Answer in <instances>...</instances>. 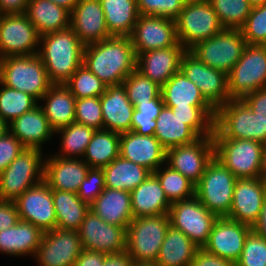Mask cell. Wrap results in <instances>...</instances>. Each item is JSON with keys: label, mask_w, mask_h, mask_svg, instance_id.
Instances as JSON below:
<instances>
[{"label": "cell", "mask_w": 266, "mask_h": 266, "mask_svg": "<svg viewBox=\"0 0 266 266\" xmlns=\"http://www.w3.org/2000/svg\"><path fill=\"white\" fill-rule=\"evenodd\" d=\"M70 14V28L84 45L112 37L99 0H79Z\"/></svg>", "instance_id": "obj_22"}, {"label": "cell", "mask_w": 266, "mask_h": 266, "mask_svg": "<svg viewBox=\"0 0 266 266\" xmlns=\"http://www.w3.org/2000/svg\"><path fill=\"white\" fill-rule=\"evenodd\" d=\"M90 210L111 225L128 228L133 220L130 192L105 188L90 205Z\"/></svg>", "instance_id": "obj_29"}, {"label": "cell", "mask_w": 266, "mask_h": 266, "mask_svg": "<svg viewBox=\"0 0 266 266\" xmlns=\"http://www.w3.org/2000/svg\"><path fill=\"white\" fill-rule=\"evenodd\" d=\"M186 51L179 43L177 46L140 53L137 56L136 69L162 87L180 71L181 59Z\"/></svg>", "instance_id": "obj_24"}, {"label": "cell", "mask_w": 266, "mask_h": 266, "mask_svg": "<svg viewBox=\"0 0 266 266\" xmlns=\"http://www.w3.org/2000/svg\"><path fill=\"white\" fill-rule=\"evenodd\" d=\"M132 266H158L156 262L133 261Z\"/></svg>", "instance_id": "obj_64"}, {"label": "cell", "mask_w": 266, "mask_h": 266, "mask_svg": "<svg viewBox=\"0 0 266 266\" xmlns=\"http://www.w3.org/2000/svg\"><path fill=\"white\" fill-rule=\"evenodd\" d=\"M214 157L238 179L258 178L263 144L250 139H213Z\"/></svg>", "instance_id": "obj_11"}, {"label": "cell", "mask_w": 266, "mask_h": 266, "mask_svg": "<svg viewBox=\"0 0 266 266\" xmlns=\"http://www.w3.org/2000/svg\"><path fill=\"white\" fill-rule=\"evenodd\" d=\"M42 100L45 104L39 106L55 132L75 122L76 99L64 84H53Z\"/></svg>", "instance_id": "obj_31"}, {"label": "cell", "mask_w": 266, "mask_h": 266, "mask_svg": "<svg viewBox=\"0 0 266 266\" xmlns=\"http://www.w3.org/2000/svg\"><path fill=\"white\" fill-rule=\"evenodd\" d=\"M242 100L263 122H266V87L251 92Z\"/></svg>", "instance_id": "obj_54"}, {"label": "cell", "mask_w": 266, "mask_h": 266, "mask_svg": "<svg viewBox=\"0 0 266 266\" xmlns=\"http://www.w3.org/2000/svg\"><path fill=\"white\" fill-rule=\"evenodd\" d=\"M237 180L230 170L213 157L195 185V197L218 218L227 217Z\"/></svg>", "instance_id": "obj_6"}, {"label": "cell", "mask_w": 266, "mask_h": 266, "mask_svg": "<svg viewBox=\"0 0 266 266\" xmlns=\"http://www.w3.org/2000/svg\"><path fill=\"white\" fill-rule=\"evenodd\" d=\"M9 131L8 123L0 117V137Z\"/></svg>", "instance_id": "obj_63"}, {"label": "cell", "mask_w": 266, "mask_h": 266, "mask_svg": "<svg viewBox=\"0 0 266 266\" xmlns=\"http://www.w3.org/2000/svg\"><path fill=\"white\" fill-rule=\"evenodd\" d=\"M39 45L38 55L53 84H64L83 64L85 45L71 28L41 36Z\"/></svg>", "instance_id": "obj_2"}, {"label": "cell", "mask_w": 266, "mask_h": 266, "mask_svg": "<svg viewBox=\"0 0 266 266\" xmlns=\"http://www.w3.org/2000/svg\"><path fill=\"white\" fill-rule=\"evenodd\" d=\"M56 213V227L78 231L90 211V204L82 201L76 193L52 190Z\"/></svg>", "instance_id": "obj_38"}, {"label": "cell", "mask_w": 266, "mask_h": 266, "mask_svg": "<svg viewBox=\"0 0 266 266\" xmlns=\"http://www.w3.org/2000/svg\"><path fill=\"white\" fill-rule=\"evenodd\" d=\"M180 71L200 89L215 109L230 100L227 75L199 61L188 50L181 59Z\"/></svg>", "instance_id": "obj_15"}, {"label": "cell", "mask_w": 266, "mask_h": 266, "mask_svg": "<svg viewBox=\"0 0 266 266\" xmlns=\"http://www.w3.org/2000/svg\"><path fill=\"white\" fill-rule=\"evenodd\" d=\"M111 36H130L139 18L137 0H99Z\"/></svg>", "instance_id": "obj_37"}, {"label": "cell", "mask_w": 266, "mask_h": 266, "mask_svg": "<svg viewBox=\"0 0 266 266\" xmlns=\"http://www.w3.org/2000/svg\"><path fill=\"white\" fill-rule=\"evenodd\" d=\"M29 0H0V14L26 13Z\"/></svg>", "instance_id": "obj_58"}, {"label": "cell", "mask_w": 266, "mask_h": 266, "mask_svg": "<svg viewBox=\"0 0 266 266\" xmlns=\"http://www.w3.org/2000/svg\"><path fill=\"white\" fill-rule=\"evenodd\" d=\"M75 99L100 97L107 85L82 64L64 83Z\"/></svg>", "instance_id": "obj_44"}, {"label": "cell", "mask_w": 266, "mask_h": 266, "mask_svg": "<svg viewBox=\"0 0 266 266\" xmlns=\"http://www.w3.org/2000/svg\"><path fill=\"white\" fill-rule=\"evenodd\" d=\"M252 7L260 6L266 2V0H248Z\"/></svg>", "instance_id": "obj_65"}, {"label": "cell", "mask_w": 266, "mask_h": 266, "mask_svg": "<svg viewBox=\"0 0 266 266\" xmlns=\"http://www.w3.org/2000/svg\"><path fill=\"white\" fill-rule=\"evenodd\" d=\"M0 82L29 94L38 102L53 85L38 54L1 58Z\"/></svg>", "instance_id": "obj_3"}, {"label": "cell", "mask_w": 266, "mask_h": 266, "mask_svg": "<svg viewBox=\"0 0 266 266\" xmlns=\"http://www.w3.org/2000/svg\"><path fill=\"white\" fill-rule=\"evenodd\" d=\"M236 266H266V239L253 229L247 235Z\"/></svg>", "instance_id": "obj_49"}, {"label": "cell", "mask_w": 266, "mask_h": 266, "mask_svg": "<svg viewBox=\"0 0 266 266\" xmlns=\"http://www.w3.org/2000/svg\"><path fill=\"white\" fill-rule=\"evenodd\" d=\"M130 36H112L84 46L83 64L107 86L121 85L136 69Z\"/></svg>", "instance_id": "obj_1"}, {"label": "cell", "mask_w": 266, "mask_h": 266, "mask_svg": "<svg viewBox=\"0 0 266 266\" xmlns=\"http://www.w3.org/2000/svg\"><path fill=\"white\" fill-rule=\"evenodd\" d=\"M120 134L96 130L82 159L90 168H103L119 157Z\"/></svg>", "instance_id": "obj_39"}, {"label": "cell", "mask_w": 266, "mask_h": 266, "mask_svg": "<svg viewBox=\"0 0 266 266\" xmlns=\"http://www.w3.org/2000/svg\"><path fill=\"white\" fill-rule=\"evenodd\" d=\"M82 249L102 252L108 255L126 251L127 229L103 221L93 211H89L79 227Z\"/></svg>", "instance_id": "obj_14"}, {"label": "cell", "mask_w": 266, "mask_h": 266, "mask_svg": "<svg viewBox=\"0 0 266 266\" xmlns=\"http://www.w3.org/2000/svg\"><path fill=\"white\" fill-rule=\"evenodd\" d=\"M103 116V129L116 133L131 131L134 105L128 99L125 87L121 85L107 86L100 96Z\"/></svg>", "instance_id": "obj_26"}, {"label": "cell", "mask_w": 266, "mask_h": 266, "mask_svg": "<svg viewBox=\"0 0 266 266\" xmlns=\"http://www.w3.org/2000/svg\"><path fill=\"white\" fill-rule=\"evenodd\" d=\"M224 28L240 29L252 6L248 0H208Z\"/></svg>", "instance_id": "obj_45"}, {"label": "cell", "mask_w": 266, "mask_h": 266, "mask_svg": "<svg viewBox=\"0 0 266 266\" xmlns=\"http://www.w3.org/2000/svg\"><path fill=\"white\" fill-rule=\"evenodd\" d=\"M44 232L35 225L20 220L0 231V252L12 256H35Z\"/></svg>", "instance_id": "obj_30"}, {"label": "cell", "mask_w": 266, "mask_h": 266, "mask_svg": "<svg viewBox=\"0 0 266 266\" xmlns=\"http://www.w3.org/2000/svg\"><path fill=\"white\" fill-rule=\"evenodd\" d=\"M89 166L82 159L52 155L44 160V181L52 190L77 194Z\"/></svg>", "instance_id": "obj_25"}, {"label": "cell", "mask_w": 266, "mask_h": 266, "mask_svg": "<svg viewBox=\"0 0 266 266\" xmlns=\"http://www.w3.org/2000/svg\"><path fill=\"white\" fill-rule=\"evenodd\" d=\"M199 248L182 232L170 226L156 260L158 266H190Z\"/></svg>", "instance_id": "obj_35"}, {"label": "cell", "mask_w": 266, "mask_h": 266, "mask_svg": "<svg viewBox=\"0 0 266 266\" xmlns=\"http://www.w3.org/2000/svg\"><path fill=\"white\" fill-rule=\"evenodd\" d=\"M119 156L154 173L166 164V149L154 136L138 135L133 131L120 134Z\"/></svg>", "instance_id": "obj_23"}, {"label": "cell", "mask_w": 266, "mask_h": 266, "mask_svg": "<svg viewBox=\"0 0 266 266\" xmlns=\"http://www.w3.org/2000/svg\"><path fill=\"white\" fill-rule=\"evenodd\" d=\"M212 139H250L264 144L266 122L243 100H229L216 109Z\"/></svg>", "instance_id": "obj_4"}, {"label": "cell", "mask_w": 266, "mask_h": 266, "mask_svg": "<svg viewBox=\"0 0 266 266\" xmlns=\"http://www.w3.org/2000/svg\"><path fill=\"white\" fill-rule=\"evenodd\" d=\"M260 178L266 182V142L263 144Z\"/></svg>", "instance_id": "obj_62"}, {"label": "cell", "mask_w": 266, "mask_h": 266, "mask_svg": "<svg viewBox=\"0 0 266 266\" xmlns=\"http://www.w3.org/2000/svg\"><path fill=\"white\" fill-rule=\"evenodd\" d=\"M265 197L266 182L260 177L238 179L226 218L253 226L259 220Z\"/></svg>", "instance_id": "obj_21"}, {"label": "cell", "mask_w": 266, "mask_h": 266, "mask_svg": "<svg viewBox=\"0 0 266 266\" xmlns=\"http://www.w3.org/2000/svg\"><path fill=\"white\" fill-rule=\"evenodd\" d=\"M133 260L126 252L117 255H108L103 266H132Z\"/></svg>", "instance_id": "obj_59"}, {"label": "cell", "mask_w": 266, "mask_h": 266, "mask_svg": "<svg viewBox=\"0 0 266 266\" xmlns=\"http://www.w3.org/2000/svg\"><path fill=\"white\" fill-rule=\"evenodd\" d=\"M187 0H137L140 15L166 17L175 20Z\"/></svg>", "instance_id": "obj_51"}, {"label": "cell", "mask_w": 266, "mask_h": 266, "mask_svg": "<svg viewBox=\"0 0 266 266\" xmlns=\"http://www.w3.org/2000/svg\"><path fill=\"white\" fill-rule=\"evenodd\" d=\"M95 131L92 127L76 122L58 129L55 133H61V153L55 156L75 159L82 157L83 159L87 145Z\"/></svg>", "instance_id": "obj_40"}, {"label": "cell", "mask_w": 266, "mask_h": 266, "mask_svg": "<svg viewBox=\"0 0 266 266\" xmlns=\"http://www.w3.org/2000/svg\"><path fill=\"white\" fill-rule=\"evenodd\" d=\"M190 266H236V263L199 248Z\"/></svg>", "instance_id": "obj_55"}, {"label": "cell", "mask_w": 266, "mask_h": 266, "mask_svg": "<svg viewBox=\"0 0 266 266\" xmlns=\"http://www.w3.org/2000/svg\"><path fill=\"white\" fill-rule=\"evenodd\" d=\"M105 188L103 169L89 168L86 177L78 188L77 195L82 201L91 205Z\"/></svg>", "instance_id": "obj_52"}, {"label": "cell", "mask_w": 266, "mask_h": 266, "mask_svg": "<svg viewBox=\"0 0 266 266\" xmlns=\"http://www.w3.org/2000/svg\"><path fill=\"white\" fill-rule=\"evenodd\" d=\"M161 96L166 107L212 106L200 89L182 71L175 73L162 87Z\"/></svg>", "instance_id": "obj_34"}, {"label": "cell", "mask_w": 266, "mask_h": 266, "mask_svg": "<svg viewBox=\"0 0 266 266\" xmlns=\"http://www.w3.org/2000/svg\"><path fill=\"white\" fill-rule=\"evenodd\" d=\"M133 217L169 214L171 203L154 173L130 192Z\"/></svg>", "instance_id": "obj_28"}, {"label": "cell", "mask_w": 266, "mask_h": 266, "mask_svg": "<svg viewBox=\"0 0 266 266\" xmlns=\"http://www.w3.org/2000/svg\"><path fill=\"white\" fill-rule=\"evenodd\" d=\"M40 35L26 13L0 14V56L38 54Z\"/></svg>", "instance_id": "obj_13"}, {"label": "cell", "mask_w": 266, "mask_h": 266, "mask_svg": "<svg viewBox=\"0 0 266 266\" xmlns=\"http://www.w3.org/2000/svg\"><path fill=\"white\" fill-rule=\"evenodd\" d=\"M230 100L266 87V45L247 44L241 58L227 75Z\"/></svg>", "instance_id": "obj_10"}, {"label": "cell", "mask_w": 266, "mask_h": 266, "mask_svg": "<svg viewBox=\"0 0 266 266\" xmlns=\"http://www.w3.org/2000/svg\"><path fill=\"white\" fill-rule=\"evenodd\" d=\"M170 225L182 231L198 248L208 241L212 227L218 217L211 213L195 196L171 204Z\"/></svg>", "instance_id": "obj_12"}, {"label": "cell", "mask_w": 266, "mask_h": 266, "mask_svg": "<svg viewBox=\"0 0 266 266\" xmlns=\"http://www.w3.org/2000/svg\"><path fill=\"white\" fill-rule=\"evenodd\" d=\"M122 85L125 87L128 99L133 105L162 97L161 86L145 77L137 69L125 78Z\"/></svg>", "instance_id": "obj_47"}, {"label": "cell", "mask_w": 266, "mask_h": 266, "mask_svg": "<svg viewBox=\"0 0 266 266\" xmlns=\"http://www.w3.org/2000/svg\"><path fill=\"white\" fill-rule=\"evenodd\" d=\"M75 122L94 128L103 129V116L100 97L76 99Z\"/></svg>", "instance_id": "obj_50"}, {"label": "cell", "mask_w": 266, "mask_h": 266, "mask_svg": "<svg viewBox=\"0 0 266 266\" xmlns=\"http://www.w3.org/2000/svg\"><path fill=\"white\" fill-rule=\"evenodd\" d=\"M247 45L240 29L224 28L188 51L199 61L228 75Z\"/></svg>", "instance_id": "obj_9"}, {"label": "cell", "mask_w": 266, "mask_h": 266, "mask_svg": "<svg viewBox=\"0 0 266 266\" xmlns=\"http://www.w3.org/2000/svg\"><path fill=\"white\" fill-rule=\"evenodd\" d=\"M154 174L160 181L161 187L171 204L195 196V184L167 164L164 168L163 165L160 166Z\"/></svg>", "instance_id": "obj_41"}, {"label": "cell", "mask_w": 266, "mask_h": 266, "mask_svg": "<svg viewBox=\"0 0 266 266\" xmlns=\"http://www.w3.org/2000/svg\"><path fill=\"white\" fill-rule=\"evenodd\" d=\"M252 229L266 239V197L261 208L259 220L252 226Z\"/></svg>", "instance_id": "obj_60"}, {"label": "cell", "mask_w": 266, "mask_h": 266, "mask_svg": "<svg viewBox=\"0 0 266 266\" xmlns=\"http://www.w3.org/2000/svg\"><path fill=\"white\" fill-rule=\"evenodd\" d=\"M24 149V145L10 131L0 137V174Z\"/></svg>", "instance_id": "obj_53"}, {"label": "cell", "mask_w": 266, "mask_h": 266, "mask_svg": "<svg viewBox=\"0 0 266 266\" xmlns=\"http://www.w3.org/2000/svg\"><path fill=\"white\" fill-rule=\"evenodd\" d=\"M19 221L15 202L0 200V231L16 225Z\"/></svg>", "instance_id": "obj_56"}, {"label": "cell", "mask_w": 266, "mask_h": 266, "mask_svg": "<svg viewBox=\"0 0 266 266\" xmlns=\"http://www.w3.org/2000/svg\"><path fill=\"white\" fill-rule=\"evenodd\" d=\"M130 38L136 57L149 50L179 44L175 20L158 16L139 15Z\"/></svg>", "instance_id": "obj_18"}, {"label": "cell", "mask_w": 266, "mask_h": 266, "mask_svg": "<svg viewBox=\"0 0 266 266\" xmlns=\"http://www.w3.org/2000/svg\"><path fill=\"white\" fill-rule=\"evenodd\" d=\"M42 151L25 148L0 174V200L14 202L44 180Z\"/></svg>", "instance_id": "obj_8"}, {"label": "cell", "mask_w": 266, "mask_h": 266, "mask_svg": "<svg viewBox=\"0 0 266 266\" xmlns=\"http://www.w3.org/2000/svg\"><path fill=\"white\" fill-rule=\"evenodd\" d=\"M82 250L78 231L56 227L44 232L34 258L39 266H74Z\"/></svg>", "instance_id": "obj_17"}, {"label": "cell", "mask_w": 266, "mask_h": 266, "mask_svg": "<svg viewBox=\"0 0 266 266\" xmlns=\"http://www.w3.org/2000/svg\"><path fill=\"white\" fill-rule=\"evenodd\" d=\"M8 128L24 147L29 149L42 150L43 143L55 134L39 105L14 119L8 124Z\"/></svg>", "instance_id": "obj_27"}, {"label": "cell", "mask_w": 266, "mask_h": 266, "mask_svg": "<svg viewBox=\"0 0 266 266\" xmlns=\"http://www.w3.org/2000/svg\"><path fill=\"white\" fill-rule=\"evenodd\" d=\"M51 1H53L56 5L66 8L71 12L79 0H51Z\"/></svg>", "instance_id": "obj_61"}, {"label": "cell", "mask_w": 266, "mask_h": 266, "mask_svg": "<svg viewBox=\"0 0 266 266\" xmlns=\"http://www.w3.org/2000/svg\"><path fill=\"white\" fill-rule=\"evenodd\" d=\"M173 114L187 121V125L199 136H212L216 109L213 106L171 107Z\"/></svg>", "instance_id": "obj_43"}, {"label": "cell", "mask_w": 266, "mask_h": 266, "mask_svg": "<svg viewBox=\"0 0 266 266\" xmlns=\"http://www.w3.org/2000/svg\"><path fill=\"white\" fill-rule=\"evenodd\" d=\"M170 226L168 214L133 218L127 228L125 252L133 261L156 262Z\"/></svg>", "instance_id": "obj_5"}, {"label": "cell", "mask_w": 266, "mask_h": 266, "mask_svg": "<svg viewBox=\"0 0 266 266\" xmlns=\"http://www.w3.org/2000/svg\"><path fill=\"white\" fill-rule=\"evenodd\" d=\"M252 226L233 221L226 217L218 218L203 249L221 258L236 263L244 247V242Z\"/></svg>", "instance_id": "obj_20"}, {"label": "cell", "mask_w": 266, "mask_h": 266, "mask_svg": "<svg viewBox=\"0 0 266 266\" xmlns=\"http://www.w3.org/2000/svg\"><path fill=\"white\" fill-rule=\"evenodd\" d=\"M106 188L131 192L150 175L151 171L145 167L119 156L107 166L103 167Z\"/></svg>", "instance_id": "obj_36"}, {"label": "cell", "mask_w": 266, "mask_h": 266, "mask_svg": "<svg viewBox=\"0 0 266 266\" xmlns=\"http://www.w3.org/2000/svg\"><path fill=\"white\" fill-rule=\"evenodd\" d=\"M175 24L178 42L186 50L224 29L208 0H187Z\"/></svg>", "instance_id": "obj_7"}, {"label": "cell", "mask_w": 266, "mask_h": 266, "mask_svg": "<svg viewBox=\"0 0 266 266\" xmlns=\"http://www.w3.org/2000/svg\"><path fill=\"white\" fill-rule=\"evenodd\" d=\"M26 14L40 37L70 28V11L51 0H29Z\"/></svg>", "instance_id": "obj_32"}, {"label": "cell", "mask_w": 266, "mask_h": 266, "mask_svg": "<svg viewBox=\"0 0 266 266\" xmlns=\"http://www.w3.org/2000/svg\"><path fill=\"white\" fill-rule=\"evenodd\" d=\"M157 124L154 136L168 150L172 147L195 142L200 137L187 125V121L173 114L171 108L163 107L156 118Z\"/></svg>", "instance_id": "obj_33"}, {"label": "cell", "mask_w": 266, "mask_h": 266, "mask_svg": "<svg viewBox=\"0 0 266 266\" xmlns=\"http://www.w3.org/2000/svg\"><path fill=\"white\" fill-rule=\"evenodd\" d=\"M108 254L83 249L74 266H103Z\"/></svg>", "instance_id": "obj_57"}, {"label": "cell", "mask_w": 266, "mask_h": 266, "mask_svg": "<svg viewBox=\"0 0 266 266\" xmlns=\"http://www.w3.org/2000/svg\"><path fill=\"white\" fill-rule=\"evenodd\" d=\"M0 86V117L8 124L39 105L34 97L25 92L9 88L1 82Z\"/></svg>", "instance_id": "obj_42"}, {"label": "cell", "mask_w": 266, "mask_h": 266, "mask_svg": "<svg viewBox=\"0 0 266 266\" xmlns=\"http://www.w3.org/2000/svg\"><path fill=\"white\" fill-rule=\"evenodd\" d=\"M20 220L29 222L47 232L56 228V213L52 189L43 180L27 189L14 201Z\"/></svg>", "instance_id": "obj_19"}, {"label": "cell", "mask_w": 266, "mask_h": 266, "mask_svg": "<svg viewBox=\"0 0 266 266\" xmlns=\"http://www.w3.org/2000/svg\"><path fill=\"white\" fill-rule=\"evenodd\" d=\"M214 157L212 136L200 137L193 143L172 147L166 150V163L180 172L195 185Z\"/></svg>", "instance_id": "obj_16"}, {"label": "cell", "mask_w": 266, "mask_h": 266, "mask_svg": "<svg viewBox=\"0 0 266 266\" xmlns=\"http://www.w3.org/2000/svg\"><path fill=\"white\" fill-rule=\"evenodd\" d=\"M164 106L162 97H156L145 103H136L132 116L131 131L138 135H154L157 124L156 118Z\"/></svg>", "instance_id": "obj_46"}, {"label": "cell", "mask_w": 266, "mask_h": 266, "mask_svg": "<svg viewBox=\"0 0 266 266\" xmlns=\"http://www.w3.org/2000/svg\"><path fill=\"white\" fill-rule=\"evenodd\" d=\"M240 30L247 44L266 45V2L252 7Z\"/></svg>", "instance_id": "obj_48"}]
</instances>
